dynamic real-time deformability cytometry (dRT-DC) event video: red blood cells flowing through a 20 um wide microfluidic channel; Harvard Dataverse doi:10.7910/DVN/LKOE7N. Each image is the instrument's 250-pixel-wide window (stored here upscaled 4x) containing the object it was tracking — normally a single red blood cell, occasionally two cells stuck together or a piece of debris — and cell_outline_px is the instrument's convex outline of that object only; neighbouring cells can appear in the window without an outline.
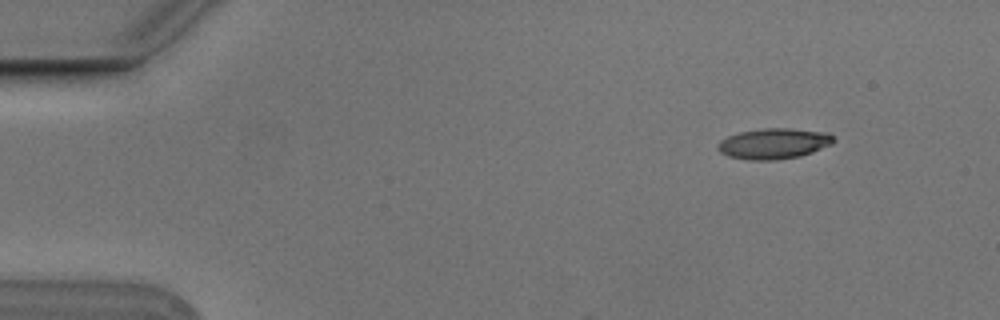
{"species": "Egyptian fruit bat (a non-hibernating species)", "species_latin": "Rousettus aegyptiacus", "temperature_condition": "cold", "stored_images_in_passage": 4, "camera_frame_rate_fps": 3000, "um_per_image_px": 0.085, "animal": {"sex": "male"}, "frame": {"image": 1, "passage_image": 2, "time_ms": 0.333, "image_size_px": [1000, 320], "cell_outline_px": [[836, 140], [832, 144], [812, 152], [800, 156], [772, 160], [752, 160], [728, 156], [720, 152], [716, 148], [716, 144], [720, 140], [728, 136], [740, 132], [764, 128], [788, 128], [828, 132]], "centroid_in_image_um": [65.76, 12.2], "position_along_channel_um": 19.2, "area_um2": 20.69}}